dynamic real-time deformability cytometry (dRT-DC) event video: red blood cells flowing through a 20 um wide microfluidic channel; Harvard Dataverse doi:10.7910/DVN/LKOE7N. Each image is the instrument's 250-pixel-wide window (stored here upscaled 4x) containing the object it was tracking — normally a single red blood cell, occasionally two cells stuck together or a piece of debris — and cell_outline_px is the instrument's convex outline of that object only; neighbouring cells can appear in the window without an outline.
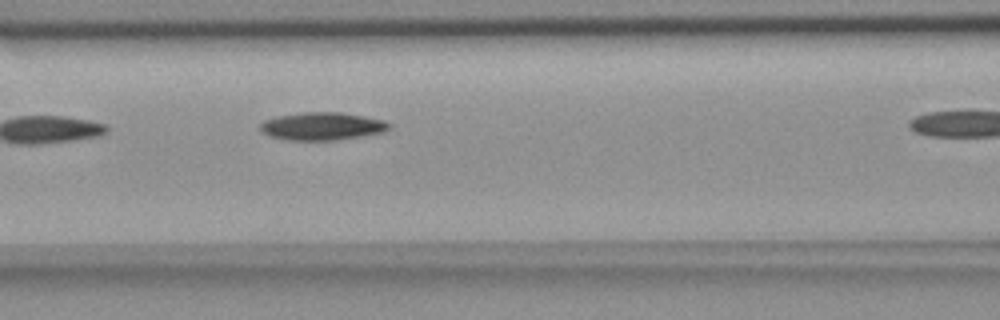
{"species": "common noctule bat (a hibernating species)", "species_latin": "Nyctalus noctula", "temperature_condition": "room temperature", "stored_images_in_passage": 4, "camera_frame_rate_fps": 3000, "um_per_image_px": 0.085, "animal": {"sex": "female", "body_mass_g": 18.4}, "frame": {"image": 1, "passage_image": 3, "time_ms": 2.333, "image_size_px": [1000, 320], "cell_outline_px": [[392, 128], [384, 132], [336, 140], [288, 140], [268, 136], [260, 128], [260, 124], [264, 120], [276, 116], [300, 112], [340, 112], [364, 116], [384, 120], [392, 124]], "centroid_in_image_um": [27.4, 10.72], "position_along_channel_um": 139.2, "area_um2": 21.04}}